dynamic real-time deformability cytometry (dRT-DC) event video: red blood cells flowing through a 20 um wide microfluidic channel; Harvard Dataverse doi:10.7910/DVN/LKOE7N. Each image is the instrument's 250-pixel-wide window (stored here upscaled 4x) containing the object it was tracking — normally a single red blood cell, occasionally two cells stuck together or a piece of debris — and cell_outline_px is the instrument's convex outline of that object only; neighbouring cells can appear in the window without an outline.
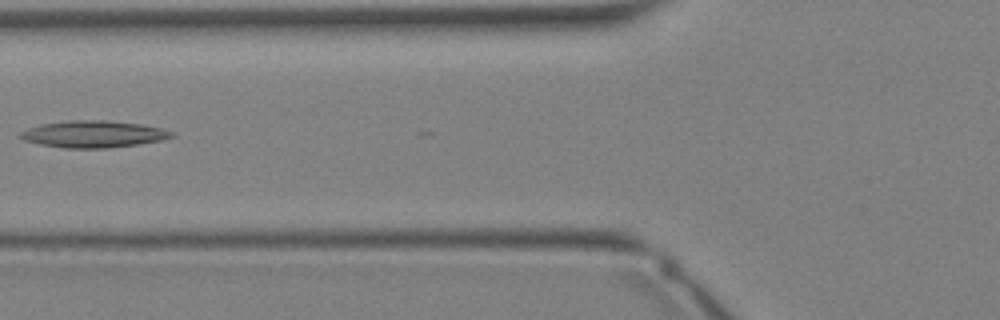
{"species": "Egyptian fruit bat (a non-hibernating species)", "species_latin": "Rousettus aegyptiacus", "temperature_condition": "warm", "stored_images_in_passage": 25, "camera_frame_rate_fps": 3000, "um_per_image_px": 0.085, "animal": {"sex": "female"}, "frame": {"image": 1, "passage_image": 5, "time_ms": 1.333, "image_size_px": [1000, 320], "cell_outline_px": [[176, 136], [164, 140], [108, 148], [64, 148], [40, 144], [24, 140], [16, 136], [20, 132], [28, 128], [40, 124], [68, 120], [108, 120], [144, 124], [176, 132]], "centroid_in_image_um": [7.96, 11.39], "position_along_channel_um": 117.8, "area_um2": 23.99}}
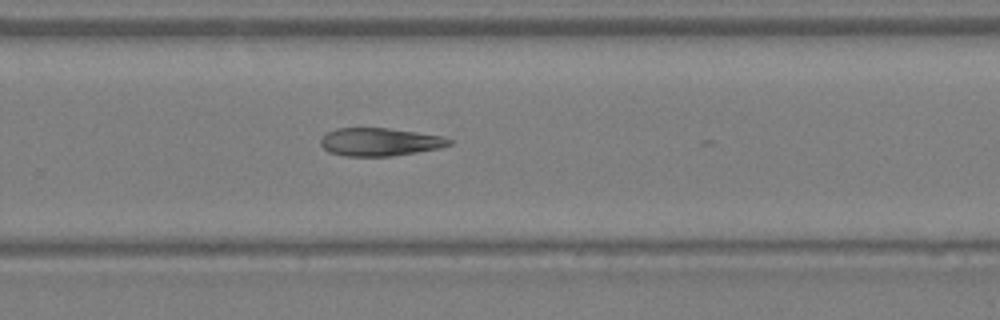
{"frame": {"image": 2, "passage_image": 14, "time_ms": 4.333, "image_size_px": [1000, 320], "cell_outline_px": [[452, 144], [440, 148], [392, 156], [344, 156], [328, 152], [320, 144], [320, 140], [328, 132], [336, 128], [388, 128], [444, 136], [452, 140]], "centroid_in_image_um": [32.29, 12.06], "position_along_channel_um": 297.5, "area_um2": 20.98}}
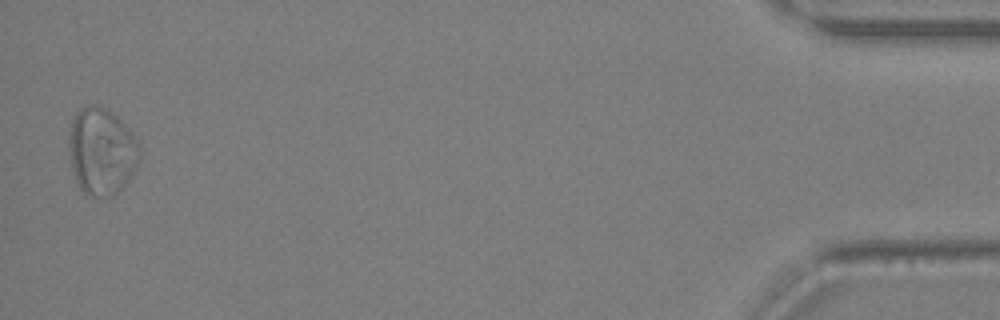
{"frame": {"image": 3, "passage_image": 25, "time_ms": 8.0, "image_size_px": [1000, 320], "cell_outline_px": [[140, 156], [132, 176], [112, 196], [92, 196], [84, 192], [80, 188], [76, 180], [72, 168], [68, 144], [68, 132], [72, 116], [80, 108], [92, 104], [108, 108], [140, 140]], "centroid_in_image_um": [8.63, 12.81], "position_along_channel_um": 426.6, "area_um2": 36.18}}